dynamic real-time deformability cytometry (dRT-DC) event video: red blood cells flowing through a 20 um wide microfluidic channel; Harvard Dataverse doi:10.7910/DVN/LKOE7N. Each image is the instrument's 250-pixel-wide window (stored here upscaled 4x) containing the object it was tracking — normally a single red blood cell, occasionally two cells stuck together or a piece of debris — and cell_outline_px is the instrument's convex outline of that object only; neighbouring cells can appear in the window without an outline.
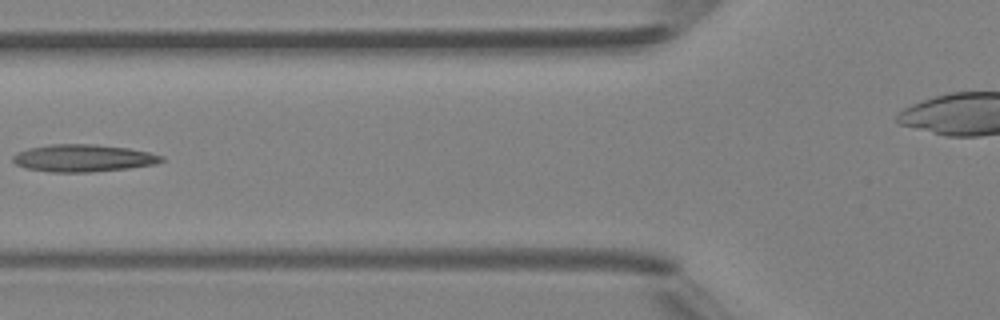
{"species": "Egyptian fruit bat (a non-hibernating species)", "species_latin": "Rousettus aegyptiacus", "temperature_condition": "room temperature", "stored_images_in_passage": 3, "camera_frame_rate_fps": 3000, "um_per_image_px": 0.085, "animal": {"sex": "female"}, "frame": {"image": 1, "passage_image": 3, "time_ms": 2.333, "image_size_px": [1000, 320], "cell_outline_px": [[164, 160], [156, 164], [128, 168], [88, 172], [48, 172], [24, 168], [16, 164], [12, 160], [12, 156], [16, 152], [28, 148], [48, 144], [92, 144], [128, 148], [148, 152], [164, 156]], "centroid_in_image_um": [7.03, 13.44], "position_along_channel_um": 118.8, "area_um2": 23.76}}